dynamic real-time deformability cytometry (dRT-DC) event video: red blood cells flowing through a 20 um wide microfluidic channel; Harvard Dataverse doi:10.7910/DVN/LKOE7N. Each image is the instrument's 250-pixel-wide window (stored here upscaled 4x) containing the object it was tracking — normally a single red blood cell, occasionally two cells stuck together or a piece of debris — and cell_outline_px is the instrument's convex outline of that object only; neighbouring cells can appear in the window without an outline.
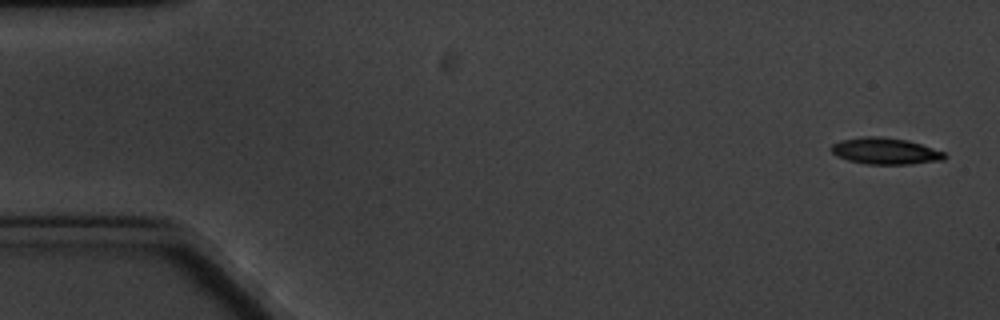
{"species": "common noctule bat (a hibernating species)", "species_latin": "Nyctalus noctula", "temperature_condition": "cold", "stored_images_in_passage": 5, "camera_frame_rate_fps": 3000, "um_per_image_px": 0.085, "animal": {"sex": "male", "body_mass_g": 20.1, "forearm_length_mm": 53.5}, "frame": {"image": 1, "passage_image": 1, "time_ms": 0.0, "image_size_px": [1000, 320], "cell_outline_px": [[948, 156], [944, 160], [912, 164], [868, 164], [848, 160], [836, 156], [832, 152], [832, 144], [840, 140], [864, 136], [880, 136], [908, 140], [944, 152]], "centroid_in_image_um": [75.26, 12.84], "position_along_channel_um": 9.7, "area_um2": 17.51}}
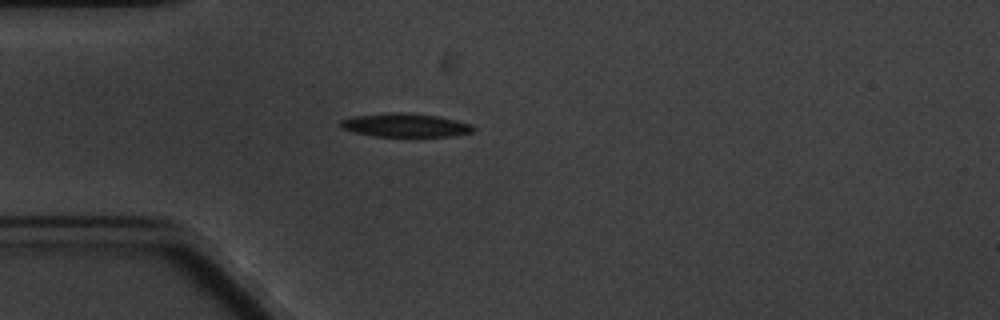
{"frame": {"image": 2, "passage_image": 5, "time_ms": 4.667, "image_size_px": [1000, 320], "cell_outline_px": [[476, 132], [452, 136], [372, 136], [340, 128], [340, 120], [356, 116], [392, 112], [408, 112], [440, 116], [472, 124], [476, 128]], "centroid_in_image_um": [34.52, 10.63], "position_along_channel_um": 50.5, "area_um2": 18.38}}